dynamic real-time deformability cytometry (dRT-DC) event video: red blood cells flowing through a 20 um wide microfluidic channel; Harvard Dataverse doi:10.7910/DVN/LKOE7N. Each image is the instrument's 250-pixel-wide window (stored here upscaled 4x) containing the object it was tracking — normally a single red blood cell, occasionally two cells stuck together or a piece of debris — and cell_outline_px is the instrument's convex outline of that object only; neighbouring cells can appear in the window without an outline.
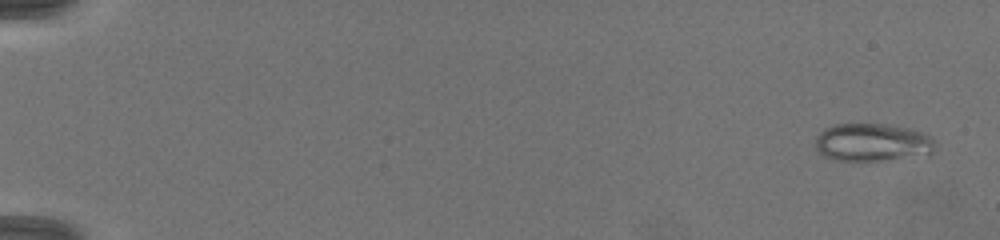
{"species": "common noctule bat (a hibernating species)", "species_latin": "Nyctalus noctula", "temperature_condition": "warm", "stored_images_in_passage": 34, "camera_frame_rate_fps": 3000, "um_per_image_px": 0.085, "animal": {"sex": "female", "body_mass_g": 19.5, "forearm_length_mm": 54.1}, "frame": {"image": 1, "passage_image": 2, "time_ms": 0.333, "image_size_px": [1000, 240], "cell_outline_px": [[932, 152], [928, 156], [880, 160], [836, 160], [824, 156], [816, 148], [816, 136], [824, 128], [836, 124], [888, 124], [912, 128], [924, 132], [932, 136]], "centroid_in_image_um": [74.18, 12.09], "position_along_channel_um": 10.8, "area_um2": 26.59}}
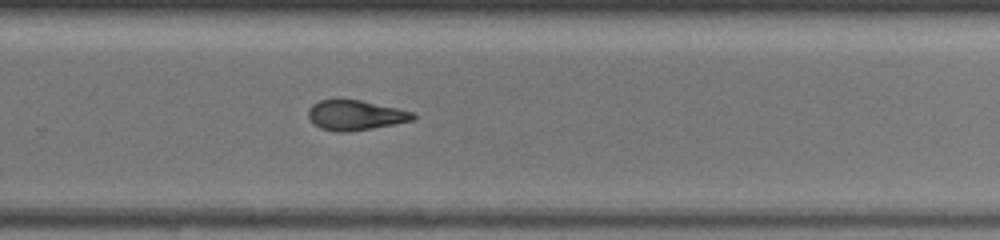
{"frame": {"image": 2, "passage_image": 23, "time_ms": 11.667, "image_size_px": [1000, 240], "cell_outline_px": [[416, 116], [412, 120], [396, 124], [348, 132], [340, 132], [320, 128], [312, 124], [308, 116], [308, 108], [312, 104], [320, 100], [360, 100], [396, 108], [412, 112]], "centroid_in_image_um": [30.16, 9.8], "position_along_channel_um": 299.6, "area_um2": 18.15}}
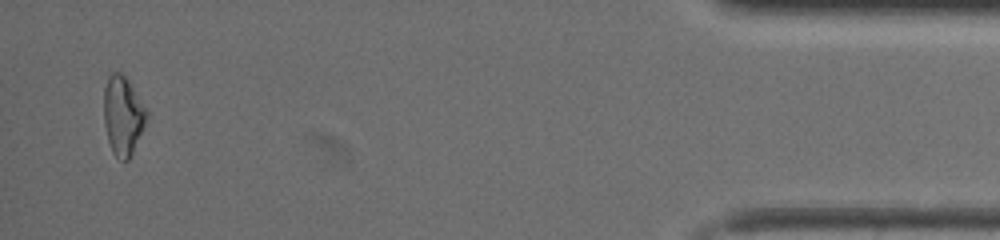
{"frame": {"image": 3, "passage_image": 33, "time_ms": 16.333, "image_size_px": [1000, 240], "cell_outline_px": [[148, 116], [132, 152], [128, 160], [124, 160], [116, 156], [112, 152], [108, 140], [104, 124], [104, 88], [108, 76], [112, 72], [120, 72], [128, 80], [148, 112]], "centroid_in_image_um": [10.43, 9.8], "position_along_channel_um": 424.8, "area_um2": 19.31}, "authors_computed_cell_mechanics": {"area_um2": 19.363, "velocity_mm_per_s": 4.1908, "shape_relaxation_time_tau1_ms": 5.1246, "shape_relaxation_time_tau2_ms": 2.4014, "deformation_change_tau1": 0.1784, "deformation_change_tau2": 0.1006}}